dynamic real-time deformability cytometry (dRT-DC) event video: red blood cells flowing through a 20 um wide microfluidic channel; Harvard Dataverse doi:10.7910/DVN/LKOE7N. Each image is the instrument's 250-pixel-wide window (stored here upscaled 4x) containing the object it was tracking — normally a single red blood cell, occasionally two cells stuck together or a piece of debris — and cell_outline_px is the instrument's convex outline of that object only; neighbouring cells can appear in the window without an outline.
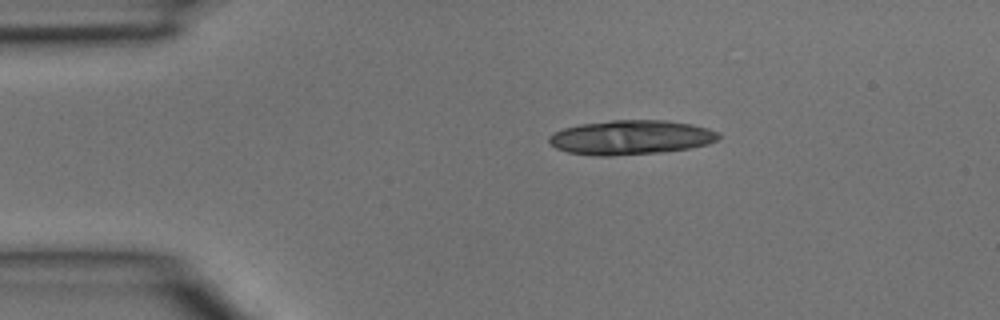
{"species": "common noctule bat (a hibernating species)", "species_latin": "Nyctalus noctula", "temperature_condition": "room temperature", "stored_images_in_passage": 2, "camera_frame_rate_fps": 3000, "um_per_image_px": 0.085, "animal": {"sex": "male", "body_mass_g": 15.6}, "frame": {"image": 1, "passage_image": 1, "time_ms": 0.0, "image_size_px": [1000, 320], "cell_outline_px": [[720, 136], [716, 140], [708, 144], [688, 148], [664, 152], [612, 156], [596, 156], [568, 152], [556, 148], [548, 140], [548, 136], [552, 132], [564, 128], [580, 124], [612, 120], [664, 120], [692, 124], [708, 128], [720, 132]], "centroid_in_image_um": [53.62, 11.68], "position_along_channel_um": 31.4, "area_um2": 34.16}}